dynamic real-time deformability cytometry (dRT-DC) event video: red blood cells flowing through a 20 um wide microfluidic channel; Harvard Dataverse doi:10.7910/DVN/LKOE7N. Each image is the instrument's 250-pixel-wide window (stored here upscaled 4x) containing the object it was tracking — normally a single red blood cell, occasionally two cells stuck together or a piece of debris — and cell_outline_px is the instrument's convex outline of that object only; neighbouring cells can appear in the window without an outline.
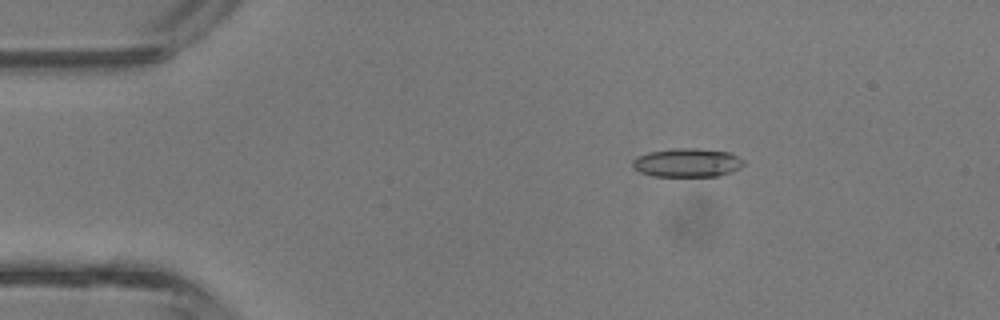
{"species": "common noctule bat (a hibernating species)", "species_latin": "Nyctalus noctula", "temperature_condition": "room temperature", "stored_images_in_passage": 4, "camera_frame_rate_fps": 3000, "um_per_image_px": 0.085, "animal": {"sex": "male", "body_mass_g": 13.3}, "frame": {"image": 1, "passage_image": 2, "time_ms": 0.333, "image_size_px": [1000, 320], "cell_outline_px": [[744, 164], [740, 168], [732, 172], [720, 176], [652, 176], [640, 172], [632, 168], [632, 160], [636, 156], [648, 152], [676, 148], [696, 148], [728, 152], [744, 160]], "centroid_in_image_um": [58.39, 13.83], "position_along_channel_um": 26.6, "area_um2": 18.73}}